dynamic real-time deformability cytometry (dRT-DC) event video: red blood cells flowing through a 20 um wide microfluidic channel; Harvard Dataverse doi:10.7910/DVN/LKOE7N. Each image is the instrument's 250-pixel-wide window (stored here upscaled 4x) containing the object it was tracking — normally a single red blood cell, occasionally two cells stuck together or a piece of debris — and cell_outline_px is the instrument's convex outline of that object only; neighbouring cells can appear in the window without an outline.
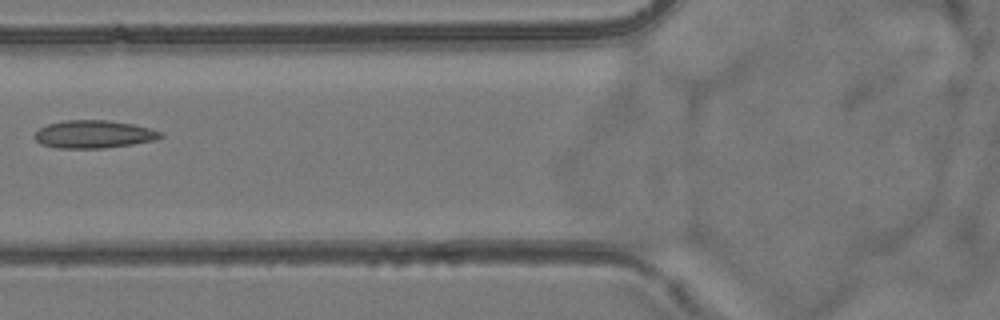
{"species": "common noctule bat (a hibernating species)", "species_latin": "Nyctalus noctula", "temperature_condition": "room temperature", "stored_images_in_passage": 7, "camera_frame_rate_fps": 3000, "um_per_image_px": 0.085, "animal": {"sex": "female", "body_mass_g": 24.6, "forearm_length_mm": 56.2}, "frame": {"image": 1, "passage_image": 6, "time_ms": 5.667, "image_size_px": [1000, 320], "cell_outline_px": [[164, 136], [156, 140], [132, 144], [104, 148], [56, 148], [40, 144], [32, 136], [40, 128], [48, 124], [64, 120], [108, 120], [132, 124], [164, 132]], "centroid_in_image_um": [7.97, 11.41], "position_along_channel_um": 117.8, "area_um2": 20.52}}
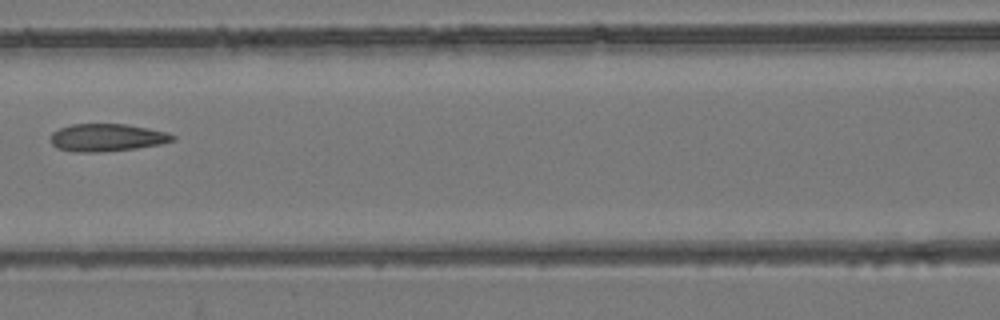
{"frame": {"image": 2, "passage_image": 7, "time_ms": 6.667, "image_size_px": [1000, 320], "cell_outline_px": [[176, 140], [160, 144], [136, 148], [100, 152], [76, 152], [56, 148], [52, 144], [52, 132], [60, 128], [72, 124], [124, 124], [148, 128], [164, 132], [176, 136]], "centroid_in_image_um": [9.09, 11.69], "position_along_channel_um": 157.5, "area_um2": 19.48}}